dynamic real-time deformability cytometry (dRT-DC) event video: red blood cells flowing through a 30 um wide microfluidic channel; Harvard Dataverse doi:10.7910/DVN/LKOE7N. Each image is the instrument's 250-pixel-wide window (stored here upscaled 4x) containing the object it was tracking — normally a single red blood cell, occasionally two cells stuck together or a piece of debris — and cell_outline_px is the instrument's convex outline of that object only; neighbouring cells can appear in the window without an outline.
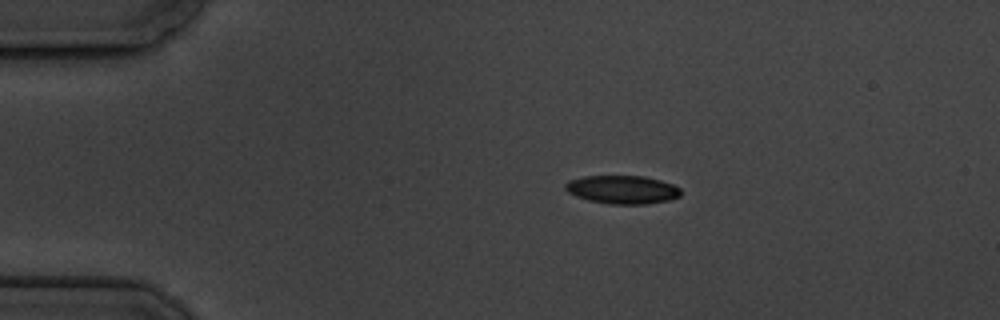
{"species": "common noctule bat (a hibernating species)", "species_latin": "Nyctalus noctula", "temperature_condition": "cold", "stored_images_in_passage": 2, "camera_frame_rate_fps": 3000, "um_per_image_px": 0.085, "animal": {"sex": "male", "body_mass_g": 19.5, "forearm_length_mm": 54.6}, "frame": {"image": 1, "passage_image": 1, "time_ms": 0.0, "image_size_px": [1000, 320], "cell_outline_px": [[680, 196], [668, 200], [644, 204], [608, 204], [588, 200], [576, 196], [568, 192], [564, 188], [564, 184], [568, 180], [584, 176], [644, 176], [660, 180], [672, 184], [680, 188]], "centroid_in_image_um": [52.87, 16.11], "position_along_channel_um": 32.1, "area_um2": 19.07}}